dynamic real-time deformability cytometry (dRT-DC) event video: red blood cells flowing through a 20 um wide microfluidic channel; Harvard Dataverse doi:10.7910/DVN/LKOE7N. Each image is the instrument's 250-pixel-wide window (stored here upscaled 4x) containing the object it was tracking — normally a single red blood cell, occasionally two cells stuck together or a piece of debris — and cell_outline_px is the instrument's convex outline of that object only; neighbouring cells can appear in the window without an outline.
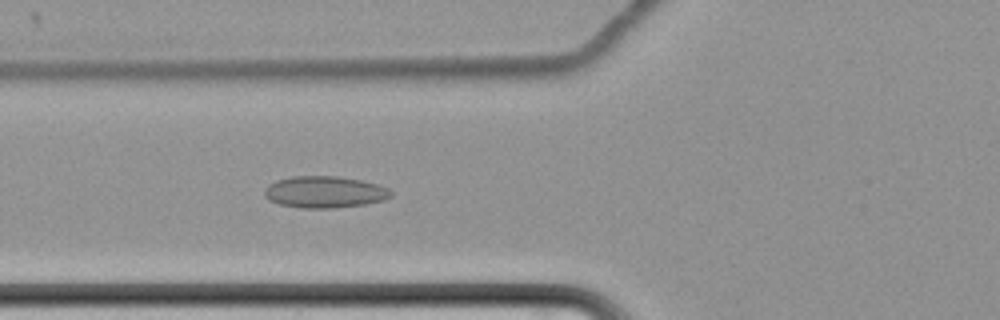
{"species": "common noctule bat (a hibernating species)", "species_latin": "Nyctalus noctula", "temperature_condition": "cold", "stored_images_in_passage": 58, "camera_frame_rate_fps": 3000, "um_per_image_px": 0.085, "animal": {"sex": "female", "body_mass_g": 22.7, "forearm_length_mm": 54.2}, "frame": {"image": 1, "passage_image": 21, "time_ms": 6.667, "image_size_px": [1000, 320], "cell_outline_px": [[392, 196], [384, 200], [364, 204], [332, 208], [304, 208], [280, 204], [268, 200], [264, 196], [264, 192], [276, 180], [292, 176], [336, 176], [360, 180], [376, 184], [388, 188], [392, 192]], "centroid_in_image_um": [27.61, 16.32], "position_along_channel_um": 98.2, "area_um2": 23.12}}
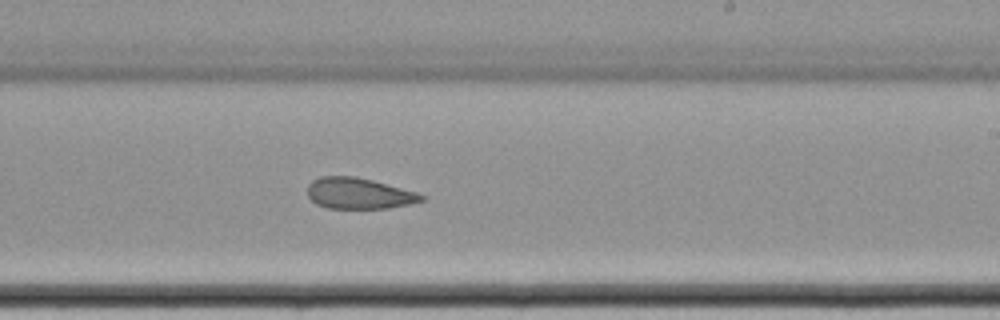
{"frame": {"image": 2, "passage_image": 35, "time_ms": 11.333, "image_size_px": [1000, 320], "cell_outline_px": [[424, 200], [412, 204], [388, 208], [328, 208], [316, 204], [308, 196], [308, 184], [312, 180], [320, 176], [356, 176], [372, 180], [416, 192], [424, 196]], "centroid_in_image_um": [30.49, 16.44], "position_along_channel_um": 258.5, "area_um2": 20.58}}
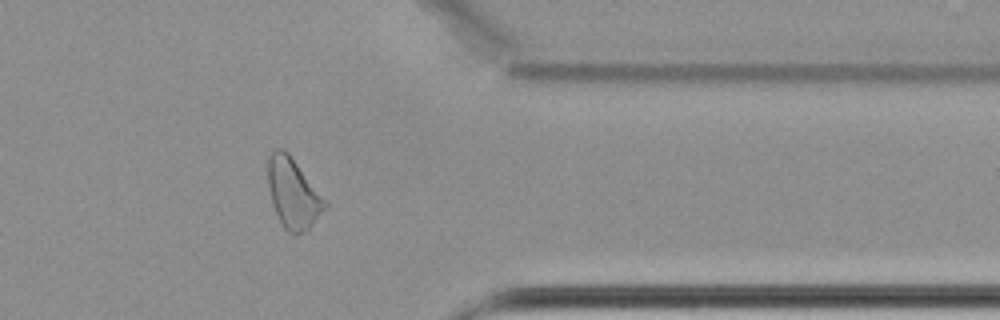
{"frame": {"image": 3, "passage_image": 47, "time_ms": 15.333, "image_size_px": [1000, 320], "cell_outline_px": [[328, 204], [312, 224], [304, 232], [296, 236], [292, 236], [284, 228], [272, 204], [268, 184], [268, 156], [276, 148], [284, 148], [288, 152]], "centroid_in_image_um": [24.88, 16.44], "position_along_channel_um": 386.5, "area_um2": 22.89}, "authors_computed_cell_mechanics": {"area_um2": 23.409, "velocity_mm_per_s": 3.4372, "shape_relaxation_time_tau1_ms": null, "shape_relaxation_time_tau2_ms": 2.9464, "deformation_change_tau1": null, "deformation_change_tau2": 0.0978}}